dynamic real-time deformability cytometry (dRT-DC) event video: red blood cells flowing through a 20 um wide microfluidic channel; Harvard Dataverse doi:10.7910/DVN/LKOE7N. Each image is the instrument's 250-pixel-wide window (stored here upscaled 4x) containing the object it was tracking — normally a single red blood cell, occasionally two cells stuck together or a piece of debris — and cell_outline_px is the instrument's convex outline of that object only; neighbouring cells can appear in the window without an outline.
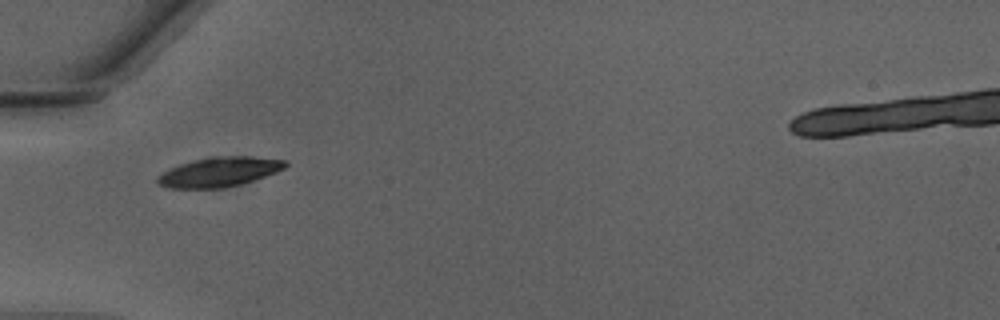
{"species": "Egyptian fruit bat (a non-hibernating species)", "species_latin": "Rousettus aegyptiacus", "temperature_condition": "warm", "stored_images_in_passage": 33, "camera_frame_rate_fps": 3000, "um_per_image_px": 0.085, "animal": {"sex": "male"}, "frame": {"image": 1, "passage_image": 1, "time_ms": 0.0, "image_size_px": [1000, 320], "cell_outline_px": [[288, 164], [284, 168], [276, 172], [240, 184], [224, 188], [172, 188], [160, 184], [156, 180], [156, 176], [180, 164], [212, 156], [252, 156], [288, 160]], "centroid_in_image_um": [18.68, 14.6], "position_along_channel_um": 66.3, "area_um2": 21.79}}
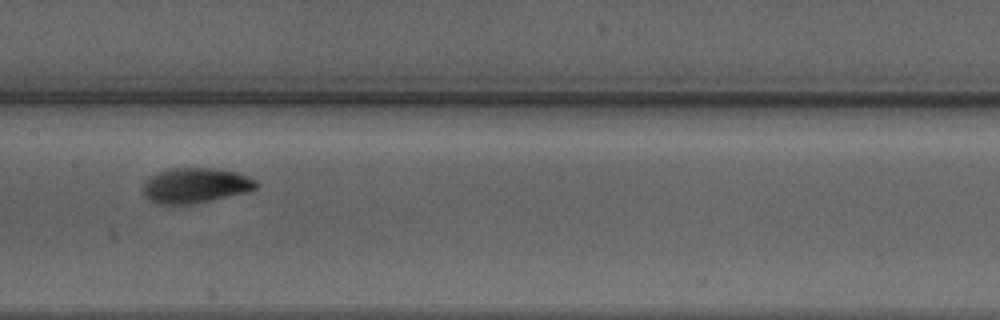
{"frame": {"image": 2, "passage_image": 10, "time_ms": 3.0, "image_size_px": [1000, 320], "cell_outline_px": [[260, 184], [256, 188], [248, 192], [192, 204], [156, 204], [144, 196], [144, 184], [152, 176], [160, 172], [172, 168], [208, 168], [236, 172], [248, 176], [256, 180]], "centroid_in_image_um": [16.65, 15.77], "position_along_channel_um": 190.7, "area_um2": 22.95}}
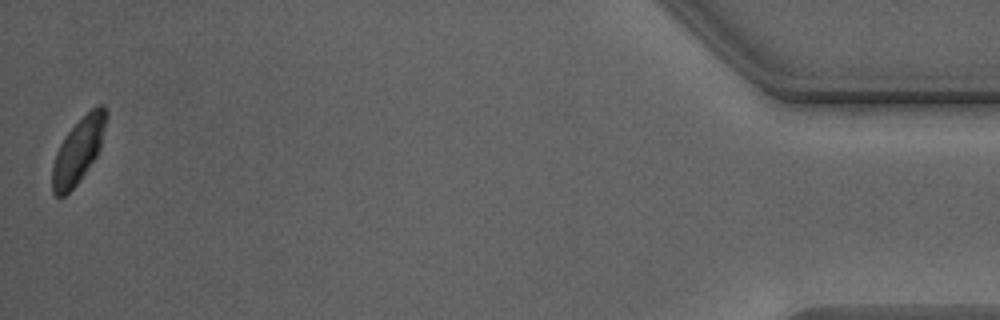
{"frame": {"image": 3, "passage_image": 33, "time_ms": 10.667, "image_size_px": [1000, 320], "cell_outline_px": [[108, 116], [100, 148], [96, 156], [80, 180], [64, 196], [56, 196], [52, 192], [52, 168], [56, 152], [60, 144], [68, 132], [92, 108], [100, 104], [104, 104], [108, 112]], "centroid_in_image_um": [6.67, 12.78], "position_along_channel_um": 428.5, "area_um2": 20.17}, "authors_computed_cell_mechanics": {"area_um2": 21.6172, "velocity_mm_per_s": 4.23, "shape_relaxation_time_tau1_ms": 2.1617, "shape_relaxation_time_tau2_ms": null, "deformation_change_tau1": 0.137, "deformation_change_tau2": null}}